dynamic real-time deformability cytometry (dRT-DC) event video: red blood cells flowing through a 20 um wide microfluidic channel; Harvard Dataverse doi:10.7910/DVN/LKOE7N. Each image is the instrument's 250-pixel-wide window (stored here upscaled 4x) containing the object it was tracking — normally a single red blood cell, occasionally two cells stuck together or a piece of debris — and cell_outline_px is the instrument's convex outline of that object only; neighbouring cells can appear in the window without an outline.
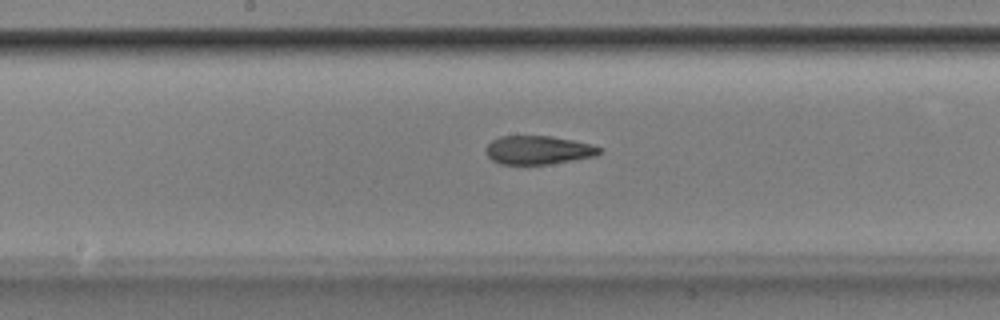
{"species": "Egyptian fruit bat (a non-hibernating species)", "species_latin": "Rousettus aegyptiacus", "temperature_condition": "room temperature", "stored_images_in_passage": 53, "camera_frame_rate_fps": 3000, "um_per_image_px": 0.085, "animal": {"sex": "male"}, "frame": {"image": 1, "passage_image": 28, "time_ms": 9.0, "image_size_px": [1000, 320], "cell_outline_px": [[604, 148], [596, 156], [548, 164], [500, 164], [492, 160], [484, 152], [484, 148], [492, 140], [500, 136], [552, 136], [592, 144]], "centroid_in_image_um": [45.74, 12.75], "position_along_channel_um": 202.5, "area_um2": 19.02}}
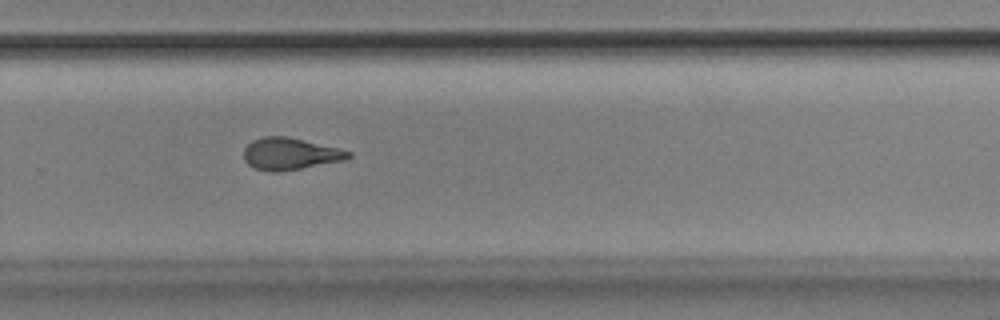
{"frame": {"image": 2, "passage_image": 36, "time_ms": 11.667, "image_size_px": [1000, 320], "cell_outline_px": [[352, 156], [344, 160], [300, 168], [276, 172], [272, 172], [256, 168], [248, 164], [244, 160], [244, 148], [252, 140], [264, 136], [288, 136], [352, 152]], "centroid_in_image_um": [24.62, 13.06], "position_along_channel_um": 305.2, "area_um2": 19.19}}
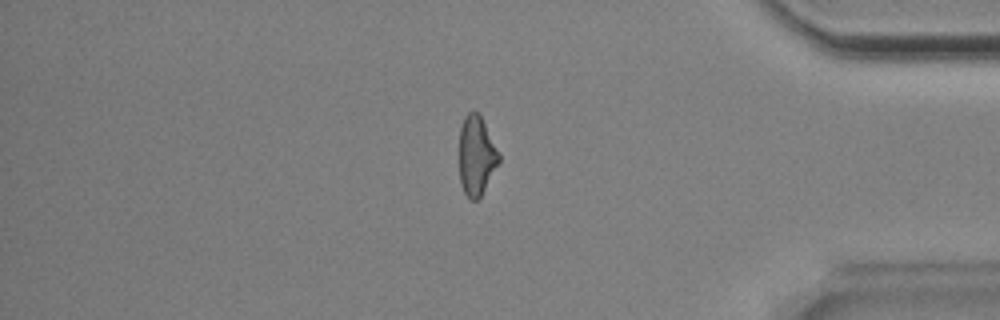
{"frame": {"image": 3, "passage_image": 45, "time_ms": 14.667, "image_size_px": [1000, 320], "cell_outline_px": [[500, 160], [480, 196], [476, 200], [468, 200], [460, 184], [460, 128], [464, 116], [468, 112], [480, 112], [500, 152]], "centroid_in_image_um": [40.5, 13.19], "position_along_channel_um": 394.7, "area_um2": 18.5}, "authors_computed_cell_mechanics": {"area_um2": 19.5364, "velocity_mm_per_s": 3.8779, "shape_relaxation_time_tau1_ms": 5.1019, "shape_relaxation_time_tau2_ms": 3.6608, "deformation_change_tau1": 0.1937, "deformation_change_tau2": 0.1182}}